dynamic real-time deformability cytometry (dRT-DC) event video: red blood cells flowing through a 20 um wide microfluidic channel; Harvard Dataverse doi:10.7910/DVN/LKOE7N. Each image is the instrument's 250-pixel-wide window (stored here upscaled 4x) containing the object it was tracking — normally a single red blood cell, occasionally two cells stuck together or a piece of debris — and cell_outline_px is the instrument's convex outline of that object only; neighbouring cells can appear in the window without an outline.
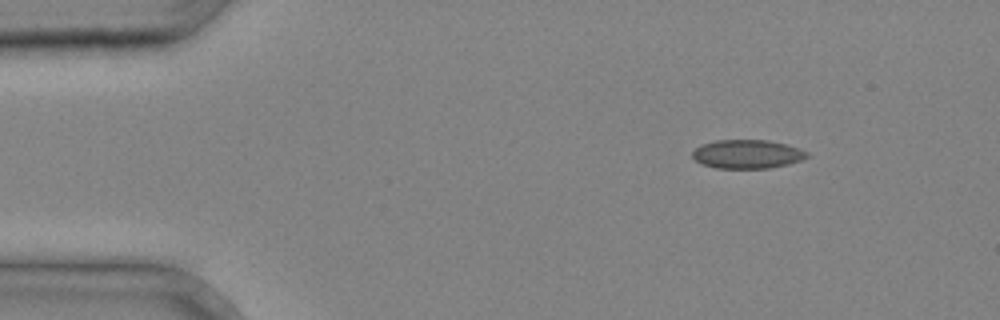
{"species": "common noctule bat (a hibernating species)", "species_latin": "Nyctalus noctula", "temperature_condition": "cold", "stored_images_in_passage": 3, "camera_frame_rate_fps": 3000, "um_per_image_px": 0.085, "animal": {"sex": "male", "body_mass_g": 20.4}, "frame": {"image": 1, "passage_image": 1, "time_ms": 0.0, "image_size_px": [1000, 320], "cell_outline_px": [[812, 156], [788, 164], [768, 168], [716, 168], [700, 164], [692, 156], [692, 152], [700, 144], [716, 140], [768, 140], [784, 144], [808, 152]], "centroid_in_image_um": [63.49, 13.1], "position_along_channel_um": 21.5, "area_um2": 19.19}}